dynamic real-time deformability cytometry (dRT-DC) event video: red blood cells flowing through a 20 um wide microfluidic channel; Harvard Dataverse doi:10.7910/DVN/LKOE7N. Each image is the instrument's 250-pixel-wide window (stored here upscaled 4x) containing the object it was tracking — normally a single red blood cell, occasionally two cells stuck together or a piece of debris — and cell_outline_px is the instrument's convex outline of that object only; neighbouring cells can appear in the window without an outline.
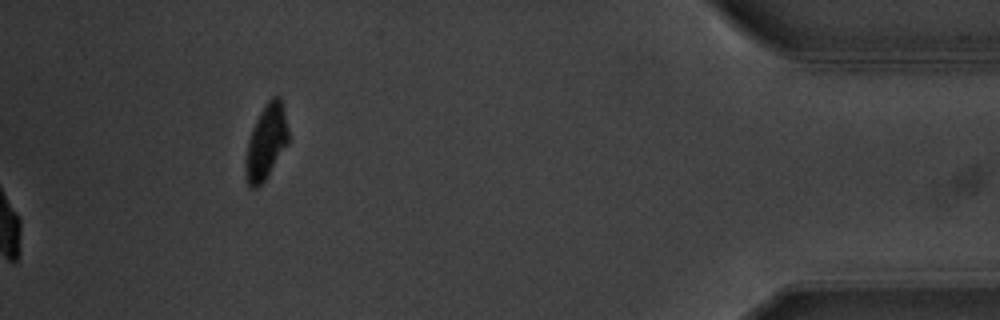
{"species": "common noctule bat (a hibernating species)", "species_latin": "Nyctalus noctula", "temperature_condition": "warm", "stored_images_in_passage": 59, "camera_frame_rate_fps": 3000, "um_per_image_px": 0.085, "animal": {"sex": "male", "body_mass_g": 20.1, "forearm_length_mm": 53.5}, "frame": {"image": 1, "passage_image": 59, "time_ms": 19.333, "image_size_px": [1000, 320], "cell_outline_px": [[288, 144], [264, 180], [256, 188], [252, 188], [248, 184], [244, 172], [244, 160], [248, 140], [252, 128], [264, 104], [272, 96], [280, 96], [288, 128]], "centroid_in_image_um": [22.6, 12.06], "position_along_channel_um": 412.6, "area_um2": 18.61}, "authors_computed_cell_mechanics": {"area_um2": 19.074, "velocity_mm_per_s": 3.567, "shape_relaxation_time_tau1_ms": 3.2191, "shape_relaxation_time_tau2_ms": 2.2235, "deformation_change_tau1": 0.1372, "deformation_change_tau2": 0.0457}}